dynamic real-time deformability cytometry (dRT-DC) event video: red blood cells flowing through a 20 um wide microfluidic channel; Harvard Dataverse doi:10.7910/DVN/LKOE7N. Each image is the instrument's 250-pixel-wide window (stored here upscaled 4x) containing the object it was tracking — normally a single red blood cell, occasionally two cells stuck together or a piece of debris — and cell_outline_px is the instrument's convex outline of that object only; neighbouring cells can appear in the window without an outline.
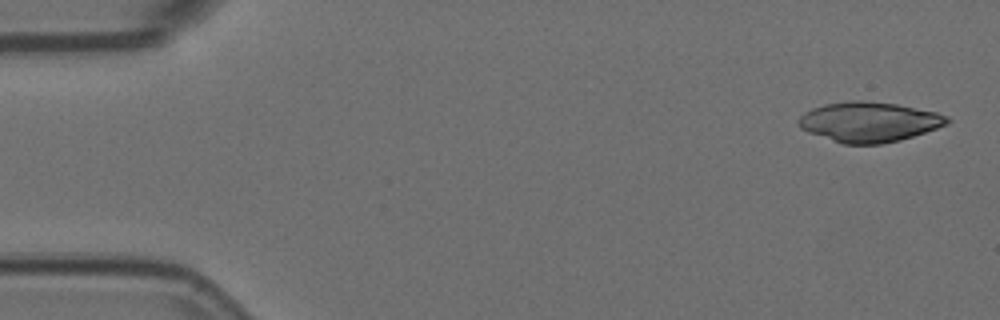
{"species": "Egyptian fruit bat (a non-hibernating species)", "species_latin": "Rousettus aegyptiacus", "temperature_condition": "room temperature", "stored_images_in_passage": 6, "camera_frame_rate_fps": 3000, "um_per_image_px": 0.085, "animal": {"sex": "female"}, "frame": {"image": 1, "passage_image": 1, "time_ms": 0.0, "image_size_px": [1000, 320], "cell_outline_px": [[952, 120], [948, 124], [900, 140], [880, 144], [844, 144], [808, 132], [800, 128], [800, 116], [804, 112], [812, 108], [824, 104], [848, 100], [864, 100], [896, 104], [936, 112], [948, 116]], "centroid_in_image_um": [73.88, 10.35], "position_along_channel_um": 11.1, "area_um2": 34.51}}